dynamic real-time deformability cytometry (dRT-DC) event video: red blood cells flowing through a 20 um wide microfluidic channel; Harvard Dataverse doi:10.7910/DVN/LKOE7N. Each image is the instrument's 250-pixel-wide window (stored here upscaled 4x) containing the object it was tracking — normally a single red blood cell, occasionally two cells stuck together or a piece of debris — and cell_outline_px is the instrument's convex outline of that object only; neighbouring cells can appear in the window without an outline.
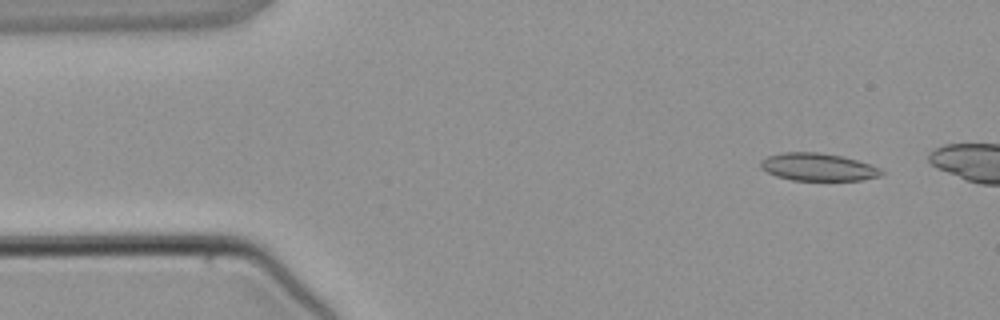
{"species": "common noctule bat (a hibernating species)", "species_latin": "Nyctalus noctula", "temperature_condition": "warm", "stored_images_in_passage": 4, "camera_frame_rate_fps": 3000, "um_per_image_px": 0.085, "animal": {"sex": "male", "body_mass_g": 21.5, "forearm_length_mm": 52.0}, "frame": {"image": 1, "passage_image": 1, "time_ms": 0.0, "image_size_px": [1000, 320], "cell_outline_px": [[884, 172], [880, 176], [860, 180], [792, 180], [776, 176], [760, 168], [760, 160], [768, 156], [780, 152], [820, 152], [840, 156], [856, 160], [880, 168]], "centroid_in_image_um": [69.49, 14.19], "position_along_channel_um": 15.5, "area_um2": 19.36}}